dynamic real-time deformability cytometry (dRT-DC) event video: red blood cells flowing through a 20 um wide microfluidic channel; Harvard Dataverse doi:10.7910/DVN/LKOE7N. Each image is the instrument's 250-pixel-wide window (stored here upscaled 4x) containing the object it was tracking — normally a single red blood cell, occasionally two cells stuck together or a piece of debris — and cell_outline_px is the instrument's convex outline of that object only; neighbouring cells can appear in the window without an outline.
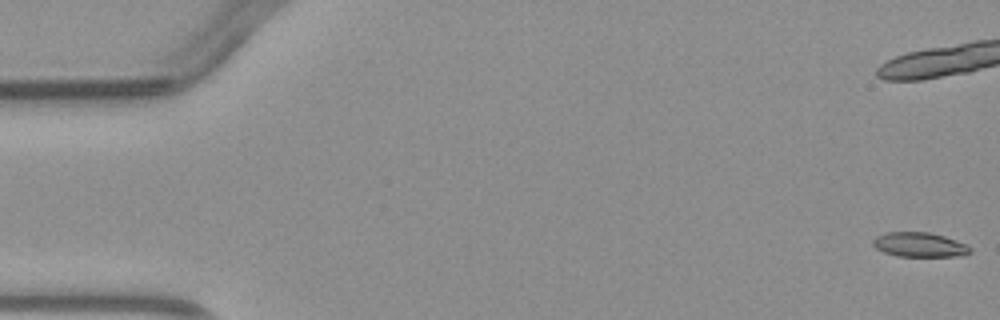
{"species": "common noctule bat (a hibernating species)", "species_latin": "Nyctalus noctula", "temperature_condition": "warm", "stored_images_in_passage": 7, "camera_frame_rate_fps": 3000, "um_per_image_px": 0.085, "animal": {"sex": "male", "body_mass_g": 23.1, "forearm_length_mm": 52.7}, "frame": {"image": 1, "passage_image": 1, "time_ms": 0.0, "image_size_px": [1000, 320], "cell_outline_px": [[972, 252], [964, 256], [896, 256], [884, 252], [876, 248], [872, 244], [872, 240], [876, 236], [884, 232], [928, 232], [944, 236], [968, 244], [972, 248]], "centroid_in_image_um": [78.18, 20.8], "position_along_channel_um": 6.8, "area_um2": 14.1}}
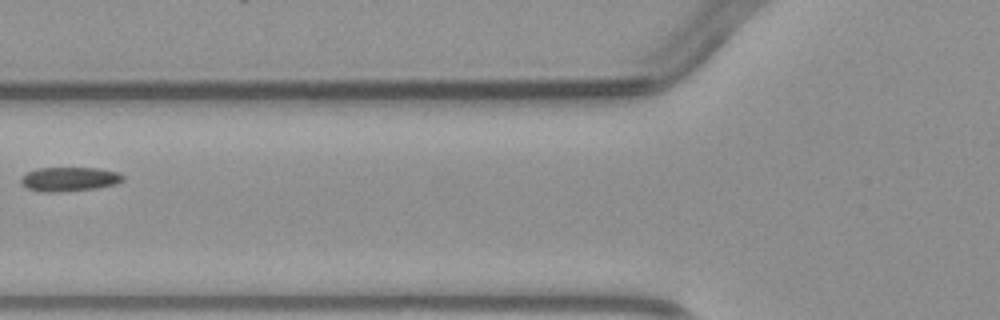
{"frame": {"image": 2, "passage_image": 7, "time_ms": 7.0, "image_size_px": [1000, 320], "cell_outline_px": [[124, 180], [116, 184], [96, 188], [60, 192], [44, 192], [28, 188], [20, 184], [20, 176], [28, 172], [40, 168], [96, 168], [116, 172], [124, 176]], "centroid_in_image_um": [5.87, 15.23], "position_along_channel_um": 119.9, "area_um2": 14.33}}